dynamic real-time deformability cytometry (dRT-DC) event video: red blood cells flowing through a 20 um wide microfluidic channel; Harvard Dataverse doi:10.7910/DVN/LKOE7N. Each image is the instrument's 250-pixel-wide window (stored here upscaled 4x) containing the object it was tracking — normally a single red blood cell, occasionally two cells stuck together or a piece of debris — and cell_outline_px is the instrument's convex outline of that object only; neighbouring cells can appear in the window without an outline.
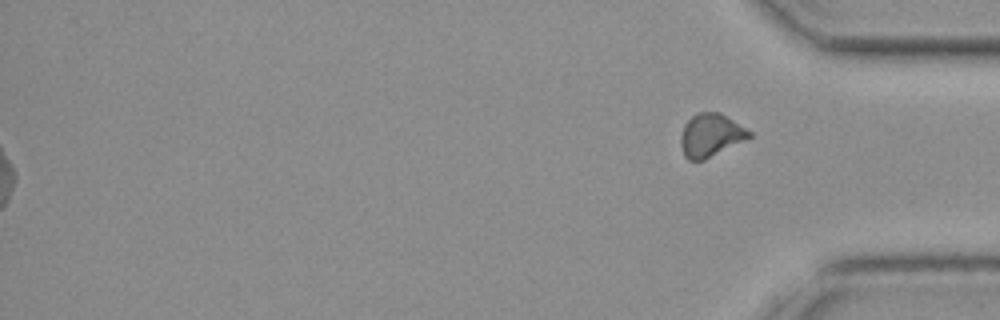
{"species": "common noctule bat (a hibernating species)", "species_latin": "Nyctalus noctula", "temperature_condition": "cold", "stored_images_in_passage": 39, "segment_of_instrument_passage": [2, 2], "camera_frame_rate_fps": 3000, "um_per_image_px": 0.085, "animal": {"sex": "female", "body_mass_g": 19.3, "forearm_length_mm": 54.1}, "frame": {"image": 1, "passage_image": 39, "time_ms": 12.667, "image_size_px": [1000, 320], "cell_outline_px": [[752, 136], [704, 160], [688, 160], [684, 156], [680, 144], [680, 136], [684, 124], [696, 112], [720, 112], [752, 132]], "centroid_in_image_um": [60.37, 11.48], "position_along_channel_um": 374.8, "area_um2": 17.11}}